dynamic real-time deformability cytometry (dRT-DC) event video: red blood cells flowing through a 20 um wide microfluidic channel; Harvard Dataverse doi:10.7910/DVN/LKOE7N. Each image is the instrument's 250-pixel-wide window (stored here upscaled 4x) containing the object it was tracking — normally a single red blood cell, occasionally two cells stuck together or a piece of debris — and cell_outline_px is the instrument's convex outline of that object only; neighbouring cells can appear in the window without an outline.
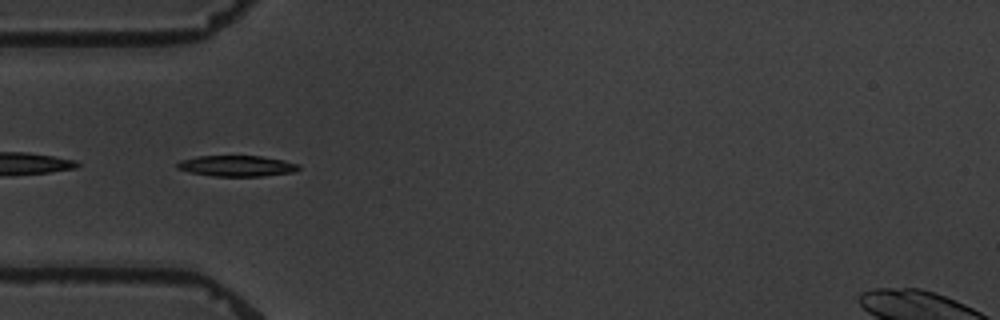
{"species": "common noctule bat (a hibernating species)", "species_latin": "Nyctalus noctula", "temperature_condition": "warm", "stored_images_in_passage": 11, "camera_frame_rate_fps": 3000, "um_per_image_px": 0.085, "animal": {"sex": "male", "body_mass_g": 19.5, "forearm_length_mm": 54.6}, "frame": {"image": 1, "passage_image": 5, "time_ms": 5.333, "image_size_px": [1000, 320], "cell_outline_px": [[300, 168], [292, 172], [260, 176], [212, 176], [188, 172], [176, 168], [176, 164], [180, 160], [196, 156], [260, 156], [284, 160], [300, 164]], "centroid_in_image_um": [20.09, 14.1], "position_along_channel_um": 64.9, "area_um2": 14.8}}
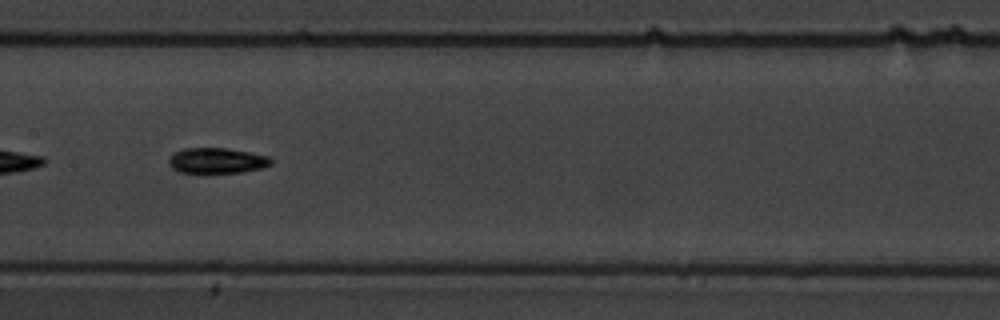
{"frame": {"image": 2, "passage_image": 8, "time_ms": 9.0, "image_size_px": [1000, 320], "cell_outline_px": [[272, 164], [260, 168], [240, 172], [180, 172], [172, 168], [168, 164], [168, 160], [176, 152], [184, 148], [224, 148], [248, 152], [268, 156], [272, 160]], "centroid_in_image_um": [18.43, 13.64], "position_along_channel_um": 189.0, "area_um2": 14.85}}
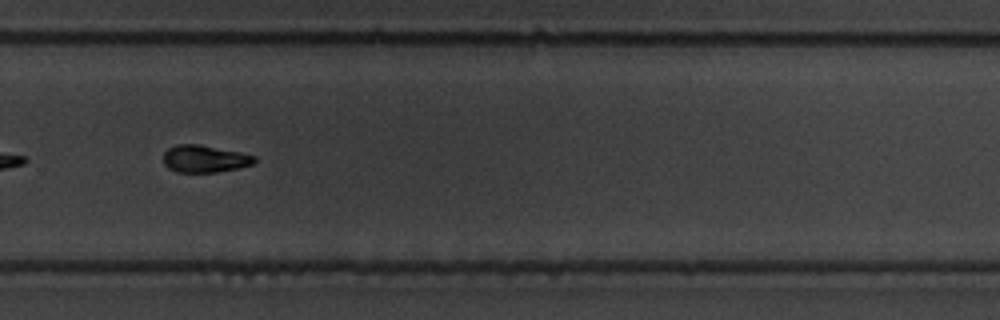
{"frame": {"image": 3, "passage_image": 11, "time_ms": 12.667, "image_size_px": [1000, 320], "cell_outline_px": [[256, 160], [252, 164], [240, 168], [216, 172], [176, 172], [168, 168], [164, 164], [164, 152], [168, 148], [176, 144], [196, 144], [240, 152], [256, 156]], "centroid_in_image_um": [17.38, 13.5], "position_along_channel_um": 312.4, "area_um2": 14.45}}